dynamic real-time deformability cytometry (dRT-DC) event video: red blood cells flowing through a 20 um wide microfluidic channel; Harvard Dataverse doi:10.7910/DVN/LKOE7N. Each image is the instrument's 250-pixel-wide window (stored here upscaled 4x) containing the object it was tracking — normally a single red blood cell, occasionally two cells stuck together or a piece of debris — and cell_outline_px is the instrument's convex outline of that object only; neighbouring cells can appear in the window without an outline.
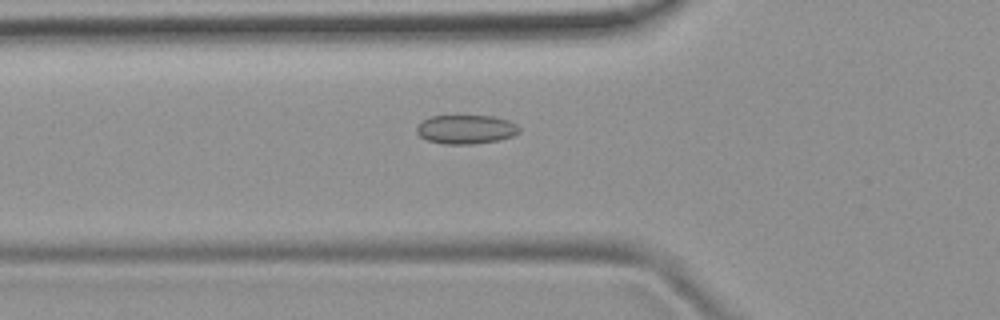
{"species": "common noctule bat (a hibernating species)", "species_latin": "Nyctalus noctula", "temperature_condition": "room temperature", "stored_images_in_passage": 52, "camera_frame_rate_fps": 3000, "um_per_image_px": 0.085, "animal": {"sex": "female", "body_mass_g": 19.9}, "frame": {"image": 1, "passage_image": 18, "time_ms": 5.667, "image_size_px": [1000, 320], "cell_outline_px": [[520, 132], [512, 136], [500, 140], [476, 144], [444, 144], [428, 140], [420, 136], [416, 132], [416, 128], [424, 120], [432, 116], [492, 116], [508, 120], [516, 124], [520, 128]], "centroid_in_image_um": [39.64, 11.0], "position_along_channel_um": 86.2, "area_um2": 17.28}}
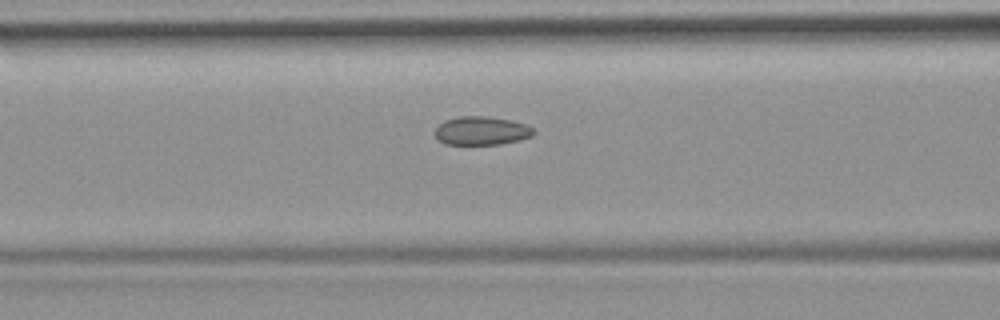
{"frame": {"image": 2, "passage_image": 21, "time_ms": 6.667, "image_size_px": [1000, 320], "cell_outline_px": [[536, 132], [532, 136], [520, 140], [500, 144], [444, 144], [436, 140], [436, 128], [444, 120], [460, 116], [488, 116], [512, 120], [528, 124]], "centroid_in_image_um": [40.95, 11.11], "position_along_channel_um": 125.6, "area_um2": 16.59}}
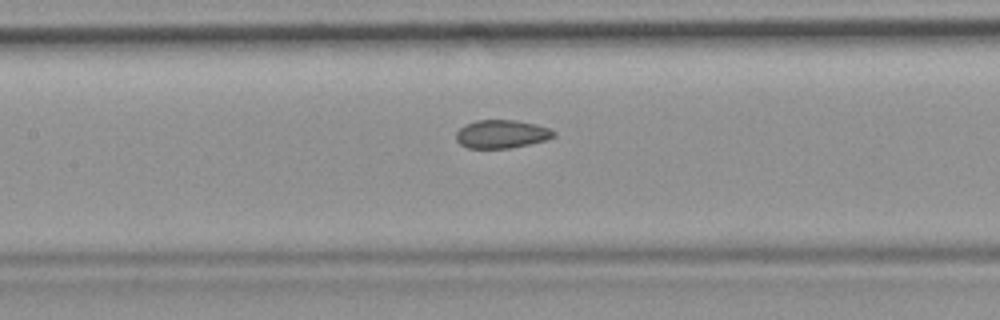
{"frame": {"image": 3, "passage_image": 24, "time_ms": 7.667, "image_size_px": [1000, 320], "cell_outline_px": [[556, 136], [544, 140], [528, 144], [508, 148], [468, 148], [460, 144], [456, 140], [456, 132], [464, 124], [476, 120], [516, 120], [536, 124], [548, 128], [556, 132]], "centroid_in_image_um": [42.61, 11.38], "position_along_channel_um": 164.8, "area_um2": 16.07}, "authors_computed_cell_mechanics": {"area_um2": 16.8487, "velocity_mm_per_s": 3.9021, "shape_relaxation_time_tau1_ms": null, "shape_relaxation_time_tau2_ms": 1.5016, "deformation_change_tau1": null, "deformation_change_tau2": 0.0676}}